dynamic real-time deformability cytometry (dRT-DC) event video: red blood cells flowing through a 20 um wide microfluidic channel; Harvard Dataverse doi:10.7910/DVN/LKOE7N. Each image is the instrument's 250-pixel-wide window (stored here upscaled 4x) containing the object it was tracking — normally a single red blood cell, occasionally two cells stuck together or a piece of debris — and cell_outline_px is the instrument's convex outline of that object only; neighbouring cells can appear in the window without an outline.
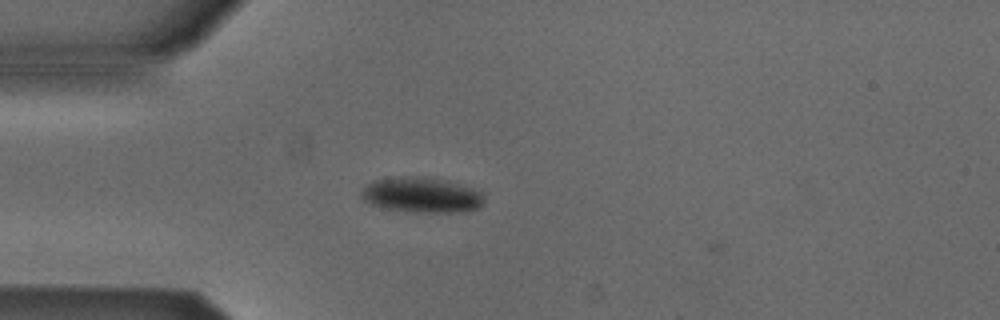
{"species": "Egyptian fruit bat (a non-hibernating species)", "species_latin": "Rousettus aegyptiacus", "temperature_condition": "cold", "stored_images_in_passage": 11, "camera_frame_rate_fps": 3000, "um_per_image_px": 0.085, "animal": {"sex": "male"}, "frame": {"image": 1, "passage_image": 10, "time_ms": 3.0, "image_size_px": [1000, 320], "cell_outline_px": [[484, 204], [476, 208], [464, 212], [416, 212], [384, 208], [372, 204], [364, 200], [360, 196], [360, 192], [372, 180], [404, 176], [424, 176], [444, 180], [480, 188], [484, 192]], "centroid_in_image_um": [35.91, 16.56], "position_along_channel_um": 49.1, "area_um2": 25.66}}